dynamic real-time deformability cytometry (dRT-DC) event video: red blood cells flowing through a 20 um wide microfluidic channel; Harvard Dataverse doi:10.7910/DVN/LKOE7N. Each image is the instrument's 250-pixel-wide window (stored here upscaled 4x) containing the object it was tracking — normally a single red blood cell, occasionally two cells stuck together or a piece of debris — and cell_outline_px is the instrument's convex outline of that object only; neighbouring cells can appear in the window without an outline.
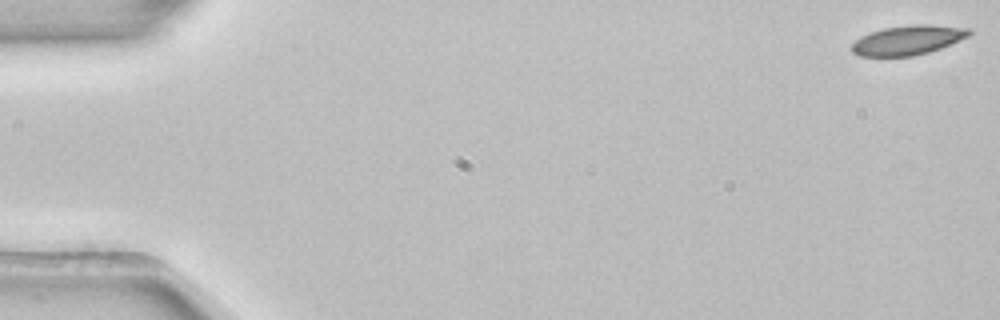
{"species": "common noctule bat (a hibernating species)", "species_latin": "Nyctalus noctula", "temperature_condition": "room temperature", "stored_images_in_passage": 53, "camera_frame_rate_fps": 3000, "um_per_image_px": 0.085, "animal": {"sex": "female", "body_mass_g": 22.7, "forearm_length_mm": 54.2}, "frame": {"image": 1, "passage_image": 1, "time_ms": 0.0, "image_size_px": [1000, 320], "cell_outline_px": [[972, 32], [968, 36], [940, 48], [928, 52], [912, 56], [860, 56], [852, 52], [852, 44], [860, 36], [884, 28], [912, 24], [928, 24], [972, 28]], "centroid_in_image_um": [77.18, 3.4], "position_along_channel_um": 7.8, "area_um2": 20.06}}
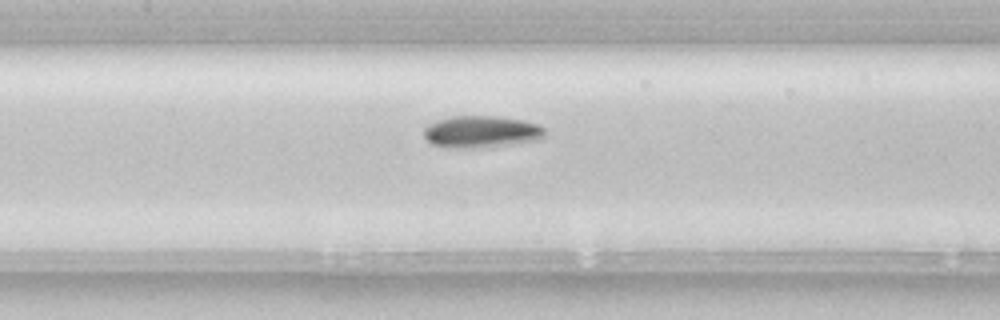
{"frame": {"image": 2, "passage_image": 25, "time_ms": 8.0, "image_size_px": [1000, 320], "cell_outline_px": [[544, 136], [540, 140], [496, 144], [432, 144], [424, 136], [424, 128], [428, 124], [436, 120], [448, 116], [496, 116], [520, 120], [540, 124], [544, 128]], "centroid_in_image_um": [40.95, 11.1], "position_along_channel_um": 166.5, "area_um2": 20.92}}
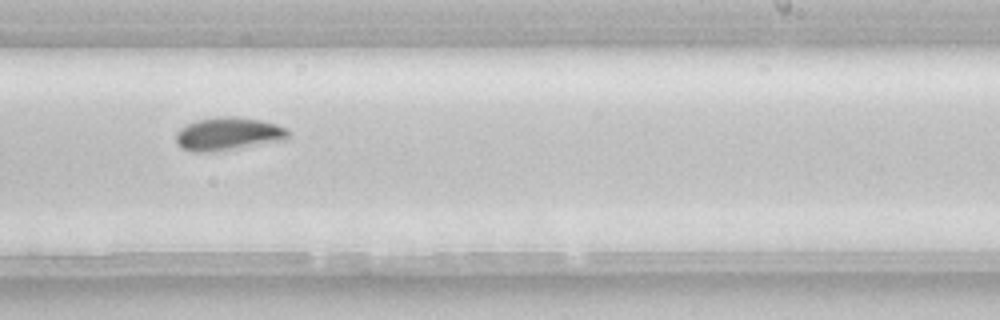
{"frame": {"image": 3, "passage_image": 33, "time_ms": 10.667, "image_size_px": [1000, 320], "cell_outline_px": [[288, 140], [212, 152], [192, 152], [180, 148], [176, 144], [176, 132], [180, 128], [188, 124], [200, 120], [220, 116], [232, 116], [260, 120], [276, 124], [288, 128]], "centroid_in_image_um": [19.4, 11.39], "position_along_channel_um": 269.6, "area_um2": 21.73}, "authors_computed_cell_mechanics": {"area_um2": 20.6924, "velocity_mm_per_s": 3.8898, "shape_relaxation_time_tau1_ms": 3.0192, "shape_relaxation_time_tau2_ms": null, "deformation_change_tau1": 0.1247, "deformation_change_tau2": null}}